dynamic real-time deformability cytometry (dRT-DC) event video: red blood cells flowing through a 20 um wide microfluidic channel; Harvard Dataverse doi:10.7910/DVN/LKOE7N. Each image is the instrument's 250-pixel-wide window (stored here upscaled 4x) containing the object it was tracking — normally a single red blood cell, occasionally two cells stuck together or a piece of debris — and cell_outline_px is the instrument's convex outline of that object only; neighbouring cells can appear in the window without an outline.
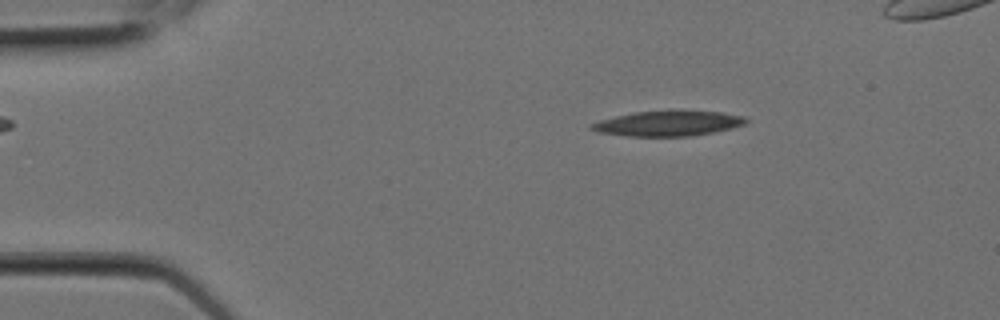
{"species": "Egyptian fruit bat (a non-hibernating species)", "species_latin": "Rousettus aegyptiacus", "temperature_condition": "room temperature", "stored_images_in_passage": 4, "camera_frame_rate_fps": 3000, "um_per_image_px": 0.085, "animal": {"sex": "female"}, "frame": {"image": 1, "passage_image": 1, "time_ms": 0.0, "image_size_px": [1000, 320], "cell_outline_px": [[748, 120], [744, 124], [712, 132], [692, 136], [628, 136], [596, 132], [588, 128], [588, 124], [600, 120], [632, 112], [672, 108], [720, 112], [744, 116]], "centroid_in_image_um": [56.73, 10.45], "position_along_channel_um": 28.3, "area_um2": 23.35}}